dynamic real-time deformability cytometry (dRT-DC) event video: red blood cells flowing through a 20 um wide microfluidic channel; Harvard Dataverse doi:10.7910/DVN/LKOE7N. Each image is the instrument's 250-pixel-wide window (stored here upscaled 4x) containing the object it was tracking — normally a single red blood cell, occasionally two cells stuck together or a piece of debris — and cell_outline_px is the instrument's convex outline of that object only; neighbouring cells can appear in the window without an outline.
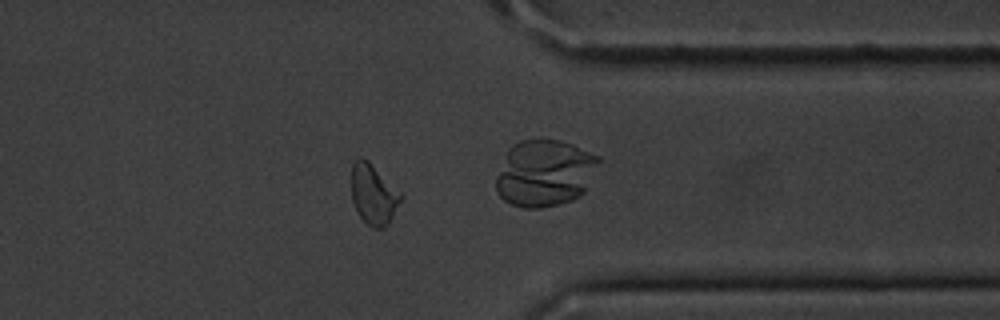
{"species": "common noctule bat (a hibernating species)", "species_latin": "Nyctalus noctula", "temperature_condition": "cold", "stored_images_in_passage": 55, "camera_frame_rate_fps": 3000, "um_per_image_px": 0.085, "animal": {"sex": "male", "body_mass_g": 20.1, "forearm_length_mm": 53.5}, "frame": {"image": 1, "passage_image": 42, "time_ms": 13.667, "image_size_px": [1000, 320], "cell_outline_px": [[404, 196], [388, 224], [384, 228], [372, 228], [360, 216], [352, 200], [352, 164], [360, 156], [368, 160]], "centroid_in_image_um": [31.75, 16.52], "position_along_channel_um": 379.6, "area_um2": 17.17}}
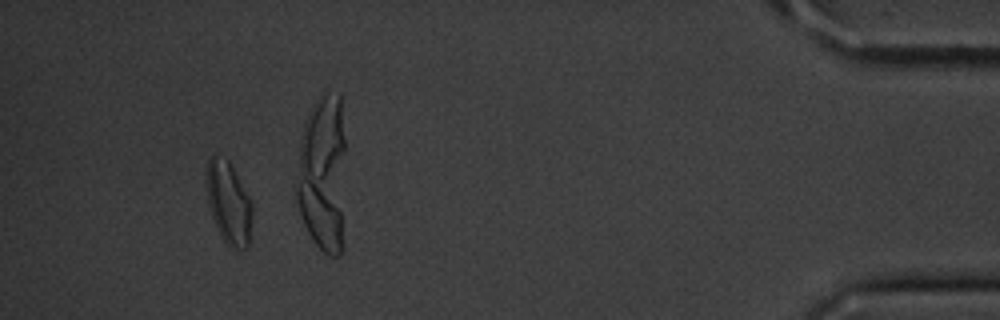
{"frame": {"image": 2, "passage_image": 50, "time_ms": 16.333, "image_size_px": [1000, 320], "cell_outline_px": [[252, 212], [248, 248], [232, 248], [220, 236], [212, 216], [208, 204], [208, 160], [216, 152], [228, 160], [248, 196], [252, 204]], "centroid_in_image_um": [19.44, 17.25], "position_along_channel_um": 415.8, "area_um2": 21.39}, "authors_computed_cell_mechanics": {"area_um2": 17.1666, "velocity_mm_per_s": 3.5845, "shape_relaxation_time_tau1_ms": 3.9098, "shape_relaxation_time_tau2_ms": 2.3442, "deformation_change_tau1": 0.124, "deformation_change_tau2": 0.07}}